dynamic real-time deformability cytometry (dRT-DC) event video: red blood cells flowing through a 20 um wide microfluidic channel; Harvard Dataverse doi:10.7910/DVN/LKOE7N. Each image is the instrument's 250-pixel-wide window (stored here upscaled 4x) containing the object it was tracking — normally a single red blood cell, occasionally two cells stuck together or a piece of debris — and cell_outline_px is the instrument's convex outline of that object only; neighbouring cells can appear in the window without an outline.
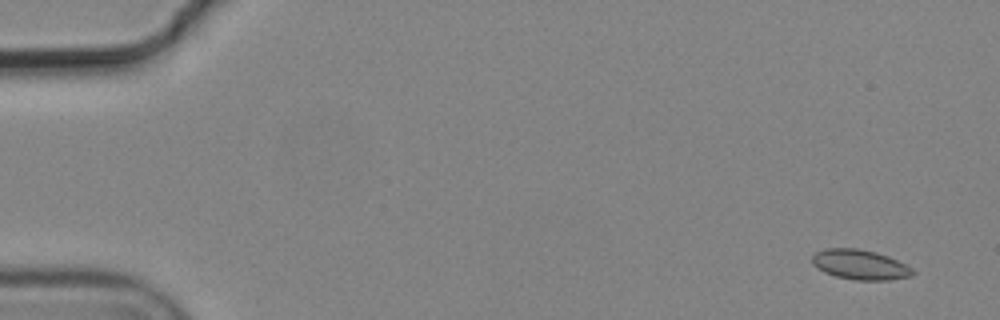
{"species": "common noctule bat (a hibernating species)", "species_latin": "Nyctalus noctula", "temperature_condition": "cold", "stored_images_in_passage": 6, "segment_of_instrument_passage": [1, 2], "camera_frame_rate_fps": 3000, "um_per_image_px": 0.085, "animal": {"sex": "male", "body_mass_g": 19.2, "forearm_length_mm": 51.8}, "frame": {"image": 1, "passage_image": 1, "time_ms": 0.0, "image_size_px": [1000, 320], "cell_outline_px": [[916, 272], [912, 276], [888, 280], [856, 280], [836, 276], [824, 272], [816, 268], [812, 264], [812, 256], [816, 252], [824, 248], [856, 248], [876, 252], [888, 256], [912, 268]], "centroid_in_image_um": [73.09, 22.49], "position_along_channel_um": 11.9, "area_um2": 17.57}}
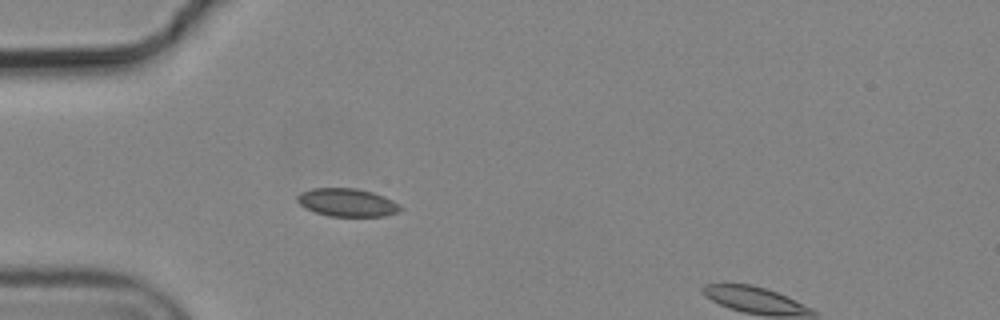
{"frame": {"image": 2, "passage_image": 5, "time_ms": 1.333, "image_size_px": [1000, 320], "cell_outline_px": [[400, 212], [384, 216], [328, 216], [316, 212], [300, 204], [296, 200], [296, 196], [300, 192], [312, 188], [356, 188], [372, 192], [384, 196], [400, 204]], "centroid_in_image_um": [29.51, 17.2], "position_along_channel_um": 55.5, "area_um2": 16.82}}